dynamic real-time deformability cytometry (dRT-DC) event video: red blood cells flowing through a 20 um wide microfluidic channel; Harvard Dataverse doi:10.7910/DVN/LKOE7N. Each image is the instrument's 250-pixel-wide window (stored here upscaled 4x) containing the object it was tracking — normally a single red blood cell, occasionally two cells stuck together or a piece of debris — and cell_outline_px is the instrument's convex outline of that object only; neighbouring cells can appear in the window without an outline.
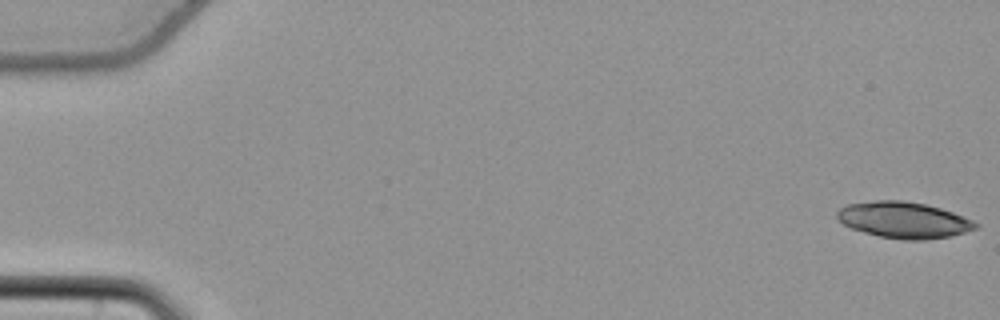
{"species": "common noctule bat (a hibernating species)", "species_latin": "Nyctalus noctula", "temperature_condition": "cold", "stored_images_in_passage": 24, "camera_frame_rate_fps": 3000, "um_per_image_px": 0.085, "animal": {"sex": "female", "body_mass_g": 22.7, "forearm_length_mm": 54.2}, "frame": {"image": 1, "passage_image": 1, "time_ms": 0.0, "image_size_px": [1000, 320], "cell_outline_px": [[980, 224], [976, 228], [952, 236], [924, 240], [904, 240], [880, 236], [864, 232], [852, 228], [844, 224], [836, 216], [836, 212], [840, 208], [848, 204], [876, 200], [904, 200], [924, 204], [940, 208], [952, 212], [972, 220]], "centroid_in_image_um": [76.82, 18.7], "position_along_channel_um": 8.2, "area_um2": 29.07}}
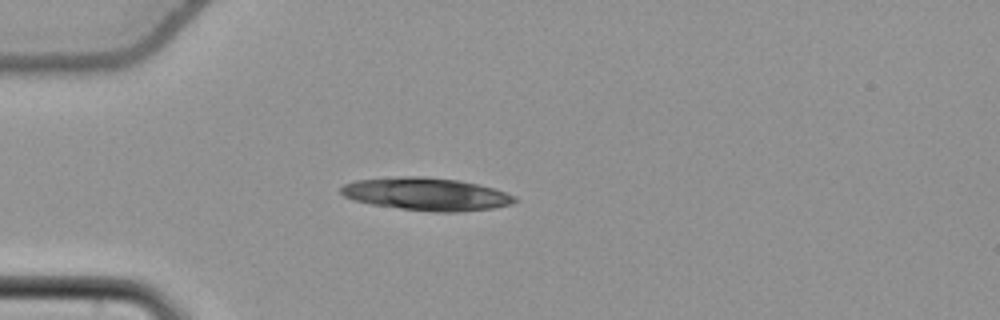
{"frame": {"image": 2, "passage_image": 17, "time_ms": 5.333, "image_size_px": [1000, 320], "cell_outline_px": [[516, 200], [512, 204], [492, 208], [456, 212], [432, 212], [400, 208], [372, 204], [352, 200], [344, 196], [340, 192], [340, 188], [344, 184], [356, 180], [400, 176], [424, 176], [456, 180], [476, 184], [492, 188], [516, 196]], "centroid_in_image_um": [36.2, 16.49], "position_along_channel_um": 48.8, "area_um2": 32.95}}